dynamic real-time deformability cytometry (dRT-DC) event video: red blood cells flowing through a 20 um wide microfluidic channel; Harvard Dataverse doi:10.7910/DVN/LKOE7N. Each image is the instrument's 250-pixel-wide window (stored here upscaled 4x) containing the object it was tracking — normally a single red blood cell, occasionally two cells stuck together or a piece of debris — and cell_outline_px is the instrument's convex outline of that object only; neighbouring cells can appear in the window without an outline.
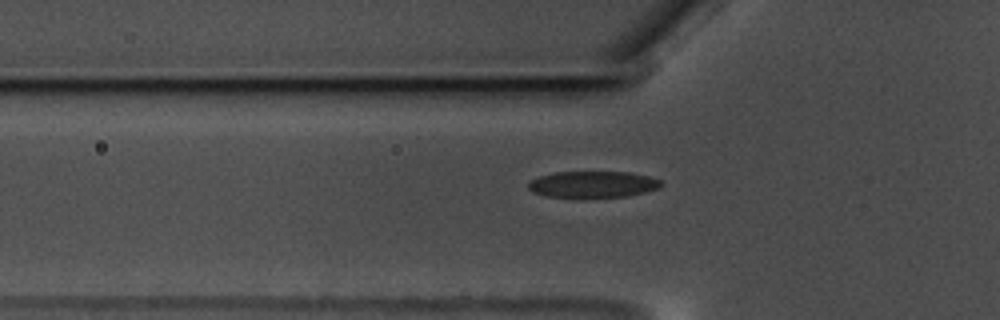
{"species": "common noctule bat (a hibernating species)", "species_latin": "Nyctalus noctula", "temperature_condition": "warm", "stored_images_in_passage": 43, "camera_frame_rate_fps": 3000, "um_per_image_px": 0.085, "animal": {"sex": "male", "body_mass_g": 17.5, "forearm_length_mm": 52.3}, "frame": {"image": 1, "passage_image": 4, "time_ms": 1.0, "image_size_px": [1000, 320], "cell_outline_px": [[664, 184], [660, 188], [628, 196], [548, 196], [532, 192], [528, 188], [528, 180], [552, 172], [628, 172], [648, 176], [660, 180]], "centroid_in_image_um": [50.39, 15.65], "position_along_channel_um": 75.4, "area_um2": 20.17}}
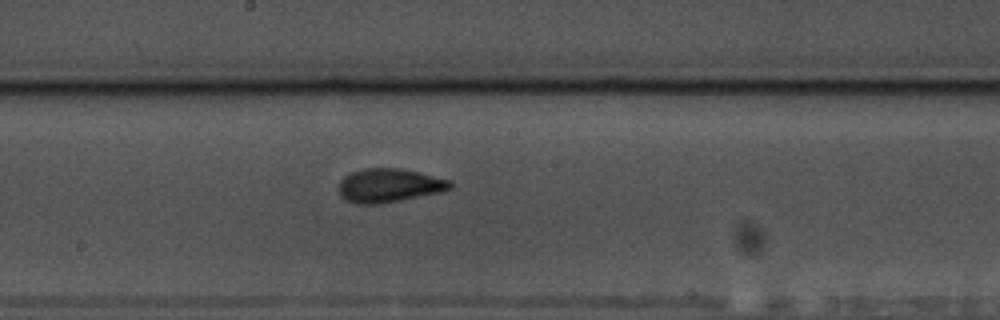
{"frame": {"image": 2, "passage_image": 16, "time_ms": 5.0, "image_size_px": [1000, 320], "cell_outline_px": [[452, 188], [440, 192], [380, 204], [356, 204], [340, 196], [340, 180], [344, 176], [352, 172], [364, 168], [400, 168], [420, 172], [452, 180]], "centroid_in_image_um": [33.1, 15.75], "position_along_channel_um": 215.1, "area_um2": 21.91}}
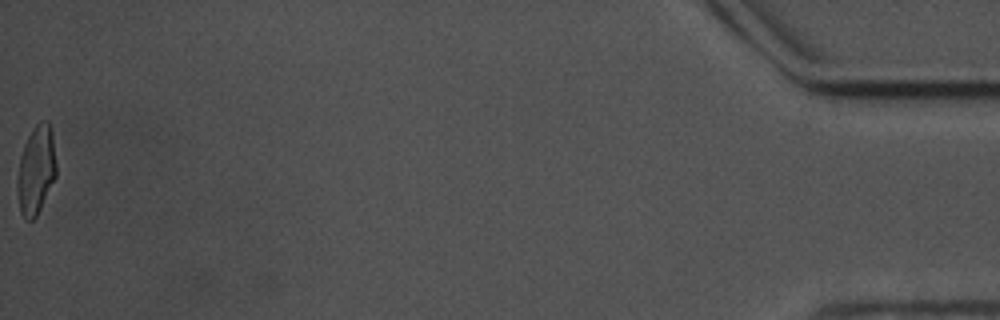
{"frame": {"image": 3, "passage_image": 43, "time_ms": 14.0, "image_size_px": [1000, 320], "cell_outline_px": [[56, 176], [36, 216], [32, 220], [24, 220], [20, 212], [16, 188], [16, 180], [20, 156], [24, 144], [32, 128], [40, 120], [48, 120], [52, 132], [56, 164]], "centroid_in_image_um": [3.05, 14.44], "position_along_channel_um": 432.2, "area_um2": 20.29}, "authors_computed_cell_mechanics": {"area_um2": 20.6346, "velocity_mm_per_s": 3.4883, "shape_relaxation_time_tau1_ms": 4.1725, "shape_relaxation_time_tau2_ms": 1.1996, "deformation_change_tau1": 0.1783, "deformation_change_tau2": 0.0853}}